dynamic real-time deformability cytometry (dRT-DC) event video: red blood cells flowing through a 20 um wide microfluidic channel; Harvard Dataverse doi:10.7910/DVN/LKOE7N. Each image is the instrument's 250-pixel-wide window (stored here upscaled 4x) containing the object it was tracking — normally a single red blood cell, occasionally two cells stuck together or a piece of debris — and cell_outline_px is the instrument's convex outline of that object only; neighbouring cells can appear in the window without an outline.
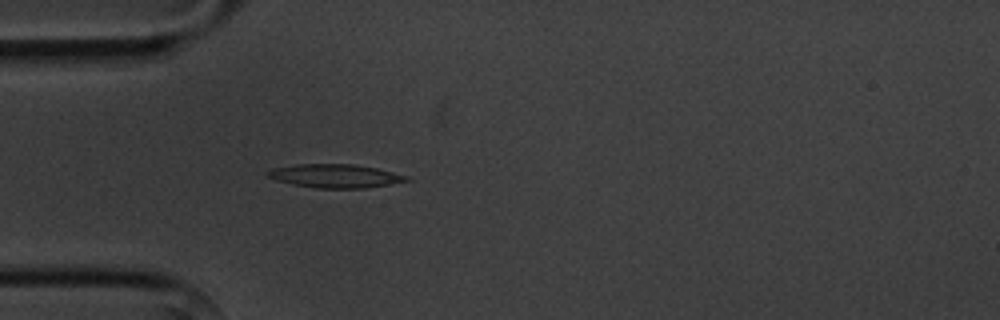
{"species": "common noctule bat (a hibernating species)", "species_latin": "Nyctalus noctula", "temperature_condition": "cold", "stored_images_in_passage": 3, "camera_frame_rate_fps": 3000, "um_per_image_px": 0.085, "animal": {"sex": "male", "body_mass_g": 20.1, "forearm_length_mm": 53.5}, "frame": {"image": 1, "passage_image": 3, "time_ms": 2.333, "image_size_px": [1000, 320], "cell_outline_px": [[412, 180], [392, 184], [364, 188], [316, 188], [292, 184], [276, 180], [268, 176], [264, 172], [272, 168], [296, 164], [352, 164], [376, 168], [408, 176]], "centroid_in_image_um": [28.48, 14.95], "position_along_channel_um": 56.5, "area_um2": 19.07}}